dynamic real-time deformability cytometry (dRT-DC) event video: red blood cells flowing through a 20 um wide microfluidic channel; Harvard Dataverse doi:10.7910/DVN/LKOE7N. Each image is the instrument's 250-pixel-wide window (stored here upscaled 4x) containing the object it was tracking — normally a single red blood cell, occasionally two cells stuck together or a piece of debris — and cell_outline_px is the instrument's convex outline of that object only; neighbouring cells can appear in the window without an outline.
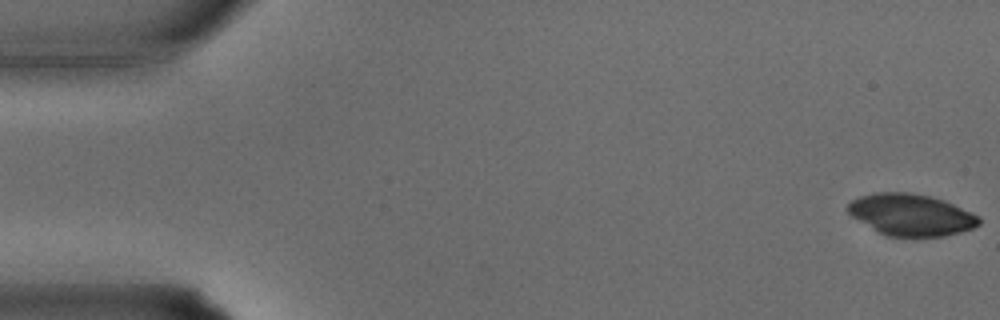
{"species": "common noctule bat (a hibernating species)", "species_latin": "Nyctalus noctula", "temperature_condition": "warm", "stored_images_in_passage": 9, "camera_frame_rate_fps": 3000, "um_per_image_px": 0.085, "animal": {"sex": "male", "body_mass_g": 15.6}, "frame": {"image": 1, "passage_image": 1, "time_ms": 0.0, "image_size_px": [1000, 320], "cell_outline_px": [[980, 224], [972, 228], [960, 232], [944, 236], [888, 236], [880, 232], [852, 216], [844, 208], [852, 200], [860, 196], [872, 192], [908, 192], [928, 196], [944, 200], [980, 216]], "centroid_in_image_um": [77.43, 18.24], "position_along_channel_um": 7.6, "area_um2": 31.62}}
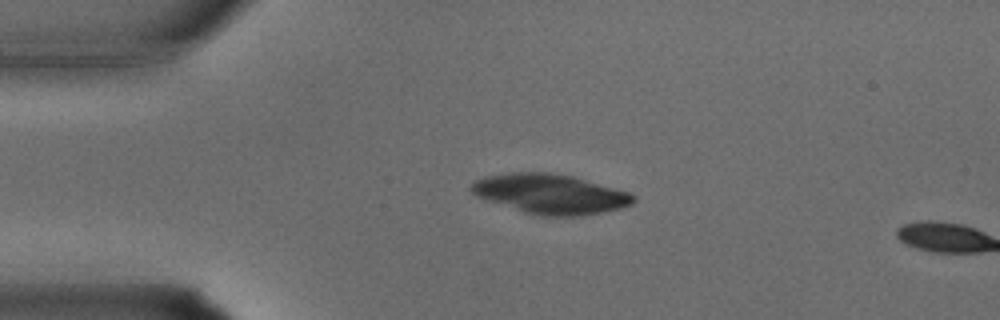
{"frame": {"image": 2, "passage_image": 8, "time_ms": 2.333, "image_size_px": [1000, 320], "cell_outline_px": [[636, 200], [632, 204], [620, 208], [580, 216], [536, 216], [476, 196], [468, 188], [476, 180], [484, 176], [508, 172], [548, 172], [572, 176], [628, 192], [636, 196]], "centroid_in_image_um": [46.75, 16.48], "position_along_channel_um": 38.2, "area_um2": 37.4}}